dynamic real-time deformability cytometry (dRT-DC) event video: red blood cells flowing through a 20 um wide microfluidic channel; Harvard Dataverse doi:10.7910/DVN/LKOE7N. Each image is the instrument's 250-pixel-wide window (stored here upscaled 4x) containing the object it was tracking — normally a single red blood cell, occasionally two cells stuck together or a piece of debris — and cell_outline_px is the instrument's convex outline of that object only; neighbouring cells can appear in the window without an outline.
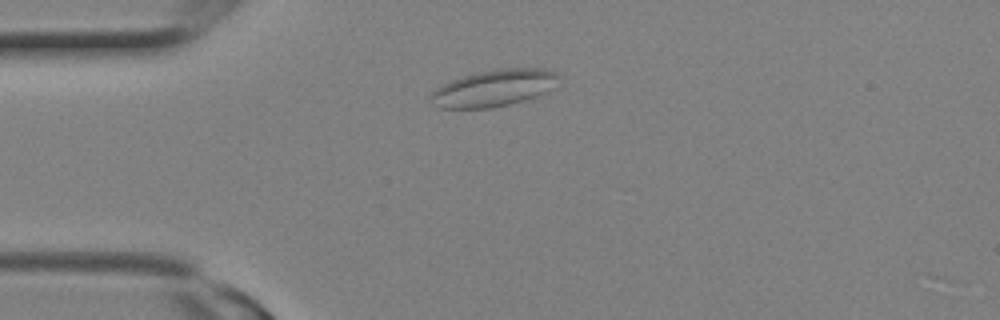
{"species": "Egyptian fruit bat (a non-hibernating species)", "species_latin": "Rousettus aegyptiacus", "temperature_condition": "room temperature", "stored_images_in_passage": 7, "camera_frame_rate_fps": 3000, "um_per_image_px": 0.085, "animal": {"sex": "female"}, "frame": {"image": 1, "passage_image": 1, "time_ms": 0.0, "image_size_px": [1000, 320], "cell_outline_px": [[560, 76], [544, 92], [536, 96], [524, 100], [492, 108], [436, 108], [428, 96], [436, 88], [452, 80], [464, 76], [480, 72], [500, 68], [544, 68], [556, 72]], "centroid_in_image_um": [41.93, 7.49], "position_along_channel_um": 43.1, "area_um2": 26.99}}
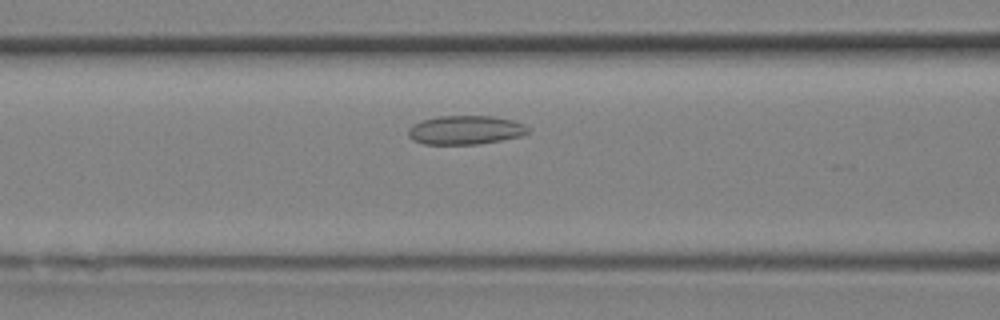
{"frame": {"image": 2, "passage_image": 5, "time_ms": 1.333, "image_size_px": [1000, 320], "cell_outline_px": [[532, 128], [528, 132], [520, 136], [480, 144], [424, 144], [412, 140], [408, 136], [408, 128], [412, 124], [436, 116], [492, 116], [512, 120], [524, 124]], "centroid_in_image_um": [39.55, 11.05], "position_along_channel_um": 127.1, "area_um2": 20.23}}
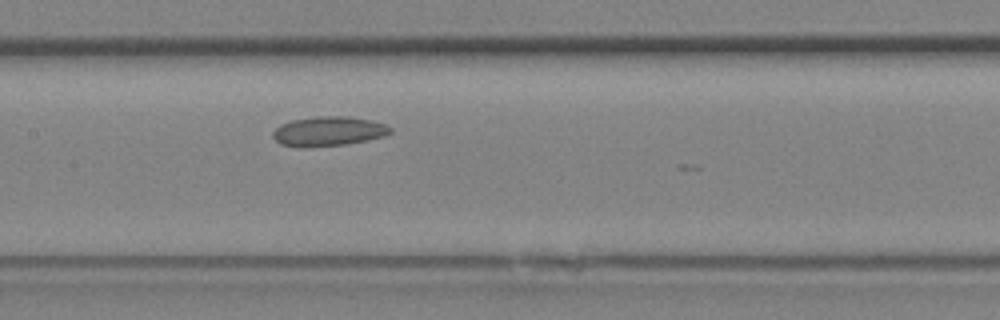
{"frame": {"image": 3, "passage_image": 7, "time_ms": 2.0, "image_size_px": [1000, 320], "cell_outline_px": [[392, 132], [384, 136], [368, 140], [348, 144], [280, 144], [272, 136], [272, 132], [280, 124], [292, 120], [316, 116], [348, 116], [368, 120], [384, 124], [392, 128]], "centroid_in_image_um": [27.97, 11.11], "position_along_channel_um": 179.4, "area_um2": 19.36}}